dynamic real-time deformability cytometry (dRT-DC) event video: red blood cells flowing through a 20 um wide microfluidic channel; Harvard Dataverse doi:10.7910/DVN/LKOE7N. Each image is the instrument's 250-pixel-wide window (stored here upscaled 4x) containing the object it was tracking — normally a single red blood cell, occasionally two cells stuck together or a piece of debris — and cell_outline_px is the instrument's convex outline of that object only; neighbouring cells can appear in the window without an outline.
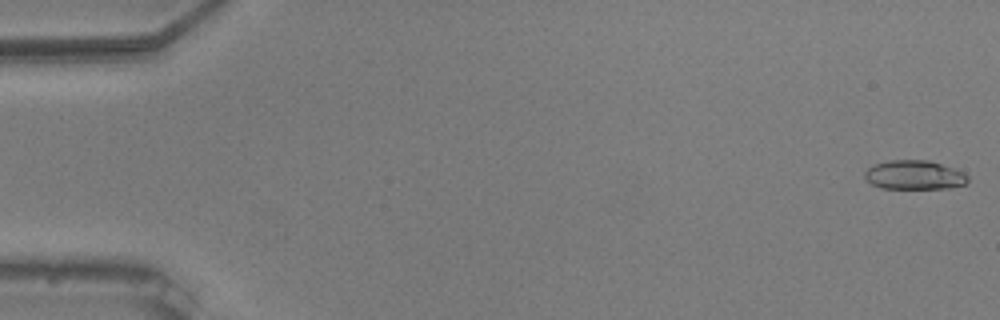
{"species": "common noctule bat (a hibernating species)", "species_latin": "Nyctalus noctula", "temperature_condition": "warm", "stored_images_in_passage": 55, "camera_frame_rate_fps": 3000, "um_per_image_px": 0.085, "animal": {"sex": "male", "body_mass_g": 20.5, "forearm_length_mm": 52.5}, "frame": {"image": 1, "passage_image": 1, "time_ms": 0.0, "image_size_px": [1000, 320], "cell_outline_px": [[968, 180], [964, 184], [952, 188], [880, 188], [872, 184], [864, 176], [864, 172], [868, 168], [876, 164], [888, 160], [928, 160], [964, 172], [968, 176]], "centroid_in_image_um": [77.72, 14.87], "position_along_channel_um": 7.3, "area_um2": 17.34}}
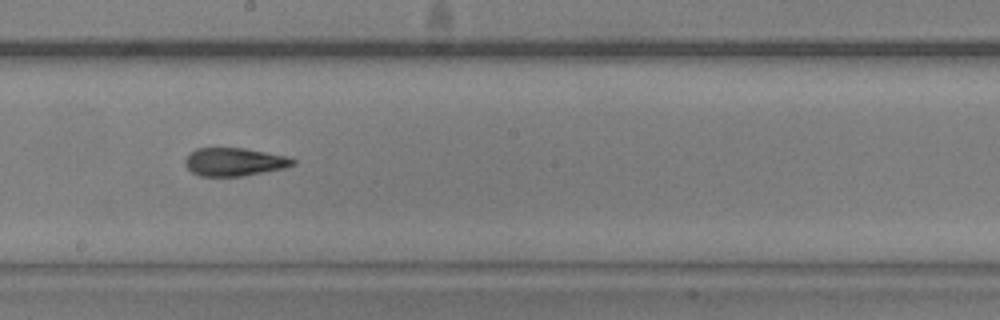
{"frame": {"image": 2, "passage_image": 31, "time_ms": 10.0, "image_size_px": [1000, 320], "cell_outline_px": [[296, 164], [284, 168], [244, 176], [200, 176], [192, 172], [184, 164], [184, 160], [196, 148], [244, 148], [288, 156], [296, 160]], "centroid_in_image_um": [19.94, 13.76], "position_along_channel_um": 228.3, "area_um2": 17.69}}
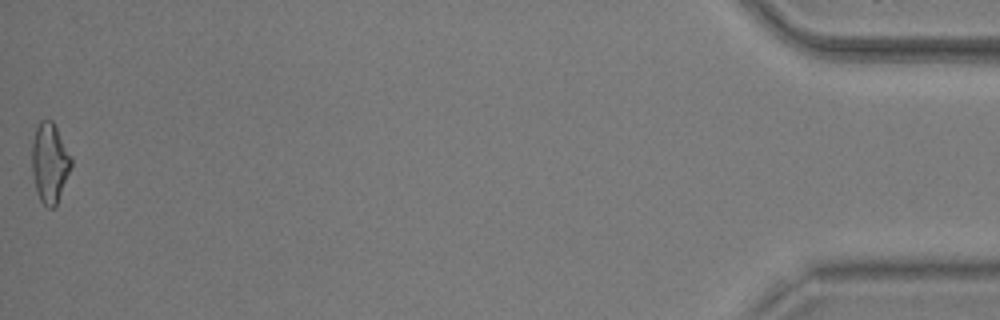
{"frame": {"image": 3, "passage_image": 55, "time_ms": 18.0, "image_size_px": [1000, 320], "cell_outline_px": [[72, 164], [56, 204], [52, 208], [48, 208], [40, 200], [36, 192], [32, 172], [32, 140], [36, 128], [40, 120], [52, 120], [72, 156]], "centroid_in_image_um": [4.21, 13.82], "position_along_channel_um": 431.0, "area_um2": 18.15}, "authors_computed_cell_mechanics": {"area_um2": 17.6868, "velocity_mm_per_s": 3.724, "shape_relaxation_time_tau1_ms": 6.8853, "shape_relaxation_time_tau2_ms": 3.8037, "deformation_change_tau1": 0.2105, "deformation_change_tau2": 0.1111}}